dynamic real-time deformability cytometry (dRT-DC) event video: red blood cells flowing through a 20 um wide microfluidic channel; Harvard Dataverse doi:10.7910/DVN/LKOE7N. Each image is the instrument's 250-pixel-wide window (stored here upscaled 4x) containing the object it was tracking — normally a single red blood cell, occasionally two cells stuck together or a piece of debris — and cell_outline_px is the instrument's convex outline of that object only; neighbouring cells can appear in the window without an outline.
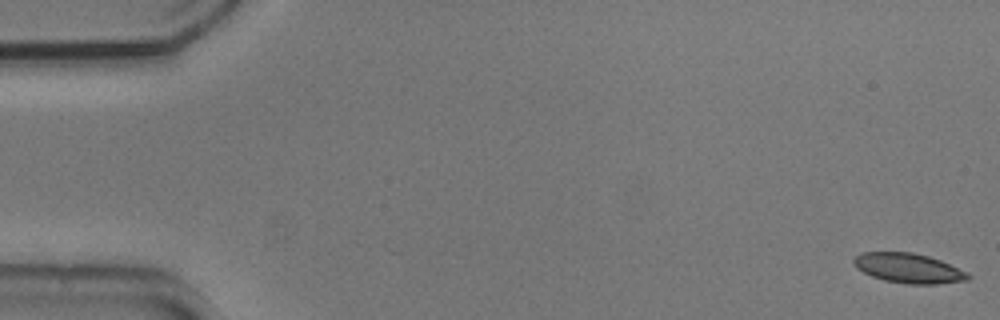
{"species": "common noctule bat (a hibernating species)", "species_latin": "Nyctalus noctula", "temperature_condition": "cold", "stored_images_in_passage": 15, "camera_frame_rate_fps": 3000, "um_per_image_px": 0.085, "animal": {"sex": "male", "body_mass_g": 20.5, "forearm_length_mm": 52.5}, "frame": {"image": 1, "passage_image": 1, "time_ms": 0.0, "image_size_px": [1000, 320], "cell_outline_px": [[972, 276], [968, 280], [936, 284], [908, 284], [884, 280], [872, 276], [856, 268], [852, 260], [860, 252], [912, 252], [928, 256], [940, 260], [968, 272]], "centroid_in_image_um": [77.23, 22.79], "position_along_channel_um": 7.8, "area_um2": 19.83}}